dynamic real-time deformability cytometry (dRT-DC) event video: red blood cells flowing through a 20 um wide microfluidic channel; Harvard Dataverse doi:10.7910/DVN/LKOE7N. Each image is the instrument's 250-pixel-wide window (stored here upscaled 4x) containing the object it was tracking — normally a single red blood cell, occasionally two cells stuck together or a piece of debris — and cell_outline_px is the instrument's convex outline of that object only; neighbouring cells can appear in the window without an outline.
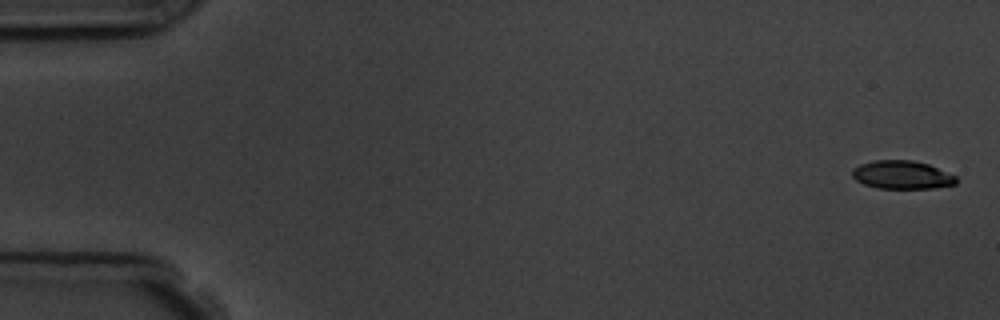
{"species": "common noctule bat (a hibernating species)", "species_latin": "Nyctalus noctula", "temperature_condition": "room temperature", "stored_images_in_passage": 6, "camera_frame_rate_fps": 3000, "um_per_image_px": 0.085, "animal": {"sex": "male", "body_mass_g": 19.5, "forearm_length_mm": 54.6}, "frame": {"image": 1, "passage_image": 1, "time_ms": 0.0, "image_size_px": [1000, 320], "cell_outline_px": [[956, 184], [932, 188], [876, 188], [864, 184], [856, 180], [852, 176], [852, 168], [860, 164], [872, 160], [912, 160], [928, 164], [956, 176]], "centroid_in_image_um": [76.63, 14.85], "position_along_channel_um": 8.4, "area_um2": 17.11}}
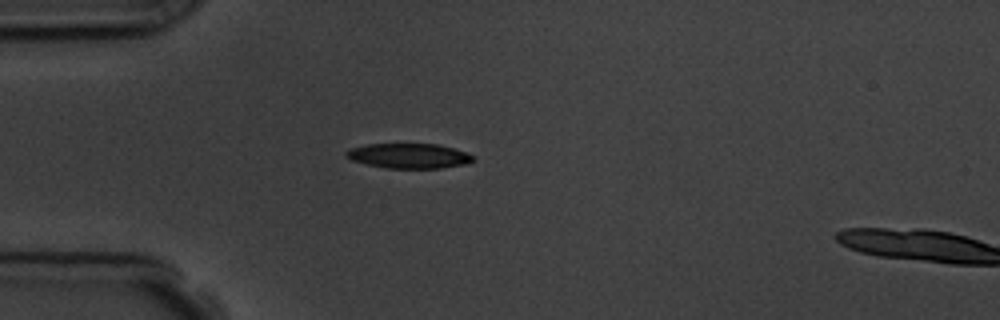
{"frame": {"image": 2, "passage_image": 5, "time_ms": 4.667, "image_size_px": [1000, 320], "cell_outline_px": [[476, 160], [464, 164], [440, 168], [384, 168], [352, 160], [344, 156], [344, 152], [352, 148], [368, 144], [436, 144], [452, 148], [476, 156]], "centroid_in_image_um": [34.76, 13.25], "position_along_channel_um": 50.2, "area_um2": 18.32}}